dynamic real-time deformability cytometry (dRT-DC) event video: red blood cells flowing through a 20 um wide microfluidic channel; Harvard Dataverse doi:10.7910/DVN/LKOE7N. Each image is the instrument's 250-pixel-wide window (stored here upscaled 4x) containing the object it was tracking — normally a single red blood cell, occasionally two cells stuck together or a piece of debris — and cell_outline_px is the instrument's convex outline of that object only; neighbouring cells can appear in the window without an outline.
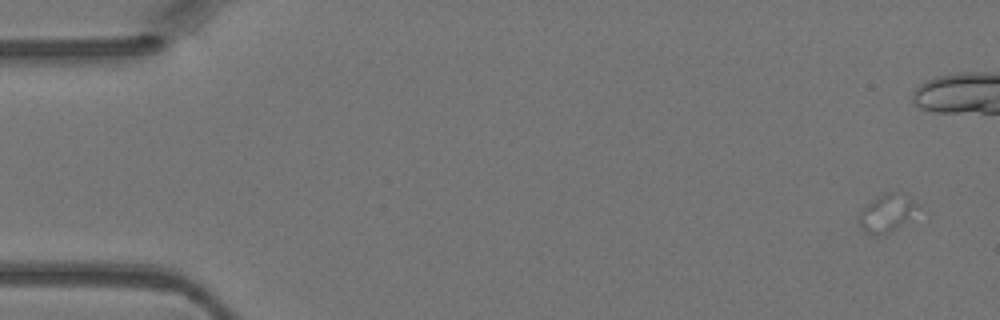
{"species": "Egyptian fruit bat (a non-hibernating species)", "species_latin": "Rousettus aegyptiacus", "temperature_condition": "warm", "stored_images_in_passage": 8, "segment_of_instrument_passage": [1, 2], "camera_frame_rate_fps": 3000, "um_per_image_px": 0.085, "animal": {"sex": "female"}, "frame": {"image": 1, "passage_image": 1, "time_ms": 0.0, "image_size_px": [1000, 320], "cell_outline_px": [[920, 208], [900, 224], [884, 232], [868, 232], [860, 224], [860, 212], [872, 200], [884, 192], [892, 192], [908, 196]], "centroid_in_image_um": [75.39, 18.02], "position_along_channel_um": 9.6, "area_um2": 11.68}}